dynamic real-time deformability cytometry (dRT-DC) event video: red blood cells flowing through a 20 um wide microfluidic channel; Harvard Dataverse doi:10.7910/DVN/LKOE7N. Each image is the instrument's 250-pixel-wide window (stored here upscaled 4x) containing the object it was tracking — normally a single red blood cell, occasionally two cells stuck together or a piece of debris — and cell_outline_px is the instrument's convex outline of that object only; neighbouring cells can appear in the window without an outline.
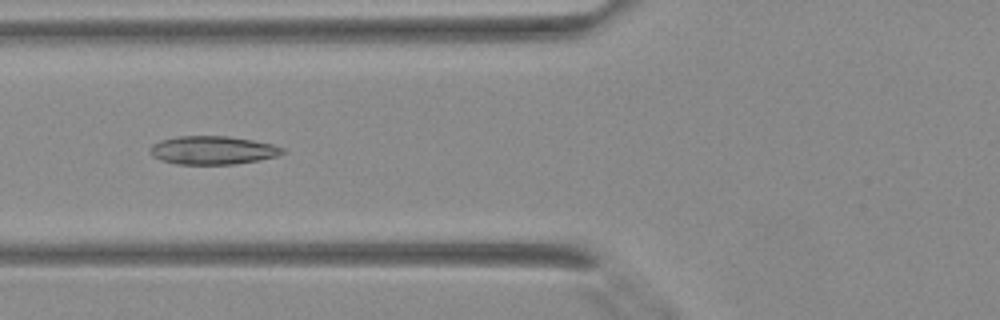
{"species": "Egyptian fruit bat (a non-hibernating species)", "species_latin": "Rousettus aegyptiacus", "temperature_condition": "warm", "stored_images_in_passage": 31, "camera_frame_rate_fps": 3000, "um_per_image_px": 0.085, "animal": {"sex": "female"}, "frame": {"image": 1, "passage_image": 6, "time_ms": 1.667, "image_size_px": [1000, 320], "cell_outline_px": [[284, 152], [276, 156], [260, 160], [236, 164], [176, 164], [160, 160], [152, 156], [148, 148], [152, 144], [160, 140], [180, 136], [228, 136], [252, 140], [272, 144], [284, 148]], "centroid_in_image_um": [18.05, 12.77], "position_along_channel_um": 107.8, "area_um2": 21.96}}
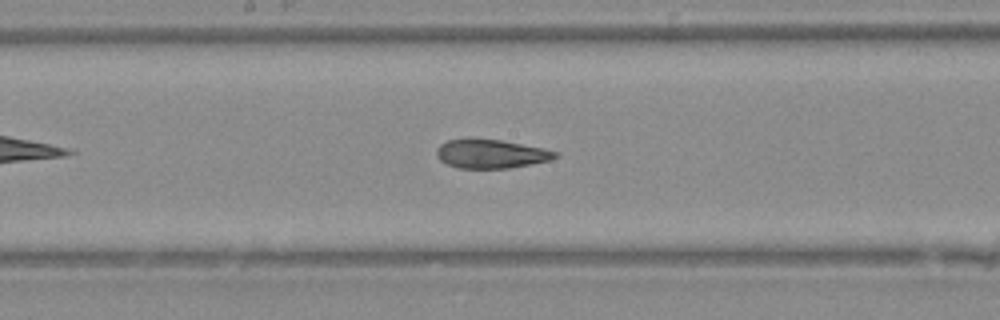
{"frame": {"image": 2, "passage_image": 12, "time_ms": 3.667, "image_size_px": [1000, 320], "cell_outline_px": [[560, 156], [548, 160], [508, 168], [460, 168], [448, 164], [440, 160], [436, 156], [436, 148], [440, 144], [448, 140], [472, 136], [500, 140], [544, 148], [556, 152]], "centroid_in_image_um": [41.66, 13.04], "position_along_channel_um": 206.5, "area_um2": 20.17}}
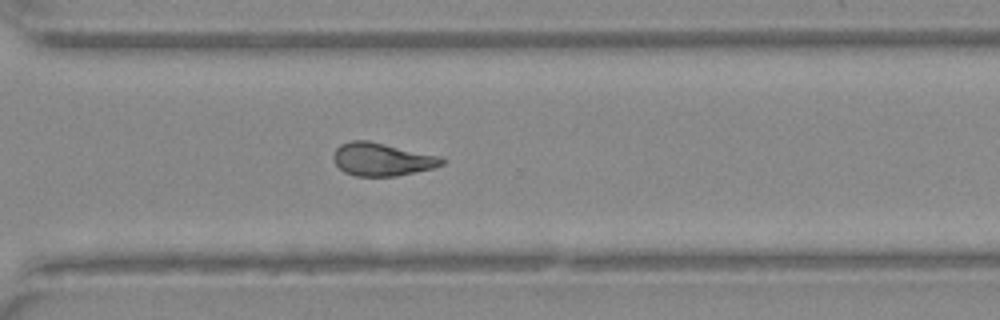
{"frame": {"image": 3, "passage_image": 20, "time_ms": 6.333, "image_size_px": [1000, 320], "cell_outline_px": [[444, 164], [432, 168], [396, 176], [356, 176], [344, 172], [332, 160], [332, 156], [336, 148], [340, 144], [352, 140], [368, 140], [440, 156], [444, 160]], "centroid_in_image_um": [32.43, 13.54], "position_along_channel_um": 338.2, "area_um2": 20.81}}